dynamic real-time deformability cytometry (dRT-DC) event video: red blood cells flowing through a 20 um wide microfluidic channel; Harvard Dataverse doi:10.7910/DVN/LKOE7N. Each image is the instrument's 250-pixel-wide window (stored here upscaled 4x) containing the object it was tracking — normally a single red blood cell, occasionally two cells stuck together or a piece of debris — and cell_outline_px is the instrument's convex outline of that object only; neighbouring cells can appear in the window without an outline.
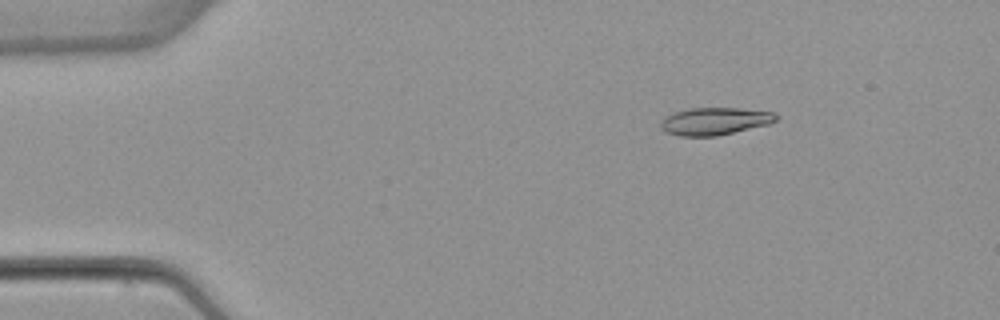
{"species": "common noctule bat (a hibernating species)", "species_latin": "Nyctalus noctula", "temperature_condition": "warm", "stored_images_in_passage": 45, "camera_frame_rate_fps": 3000, "um_per_image_px": 0.085, "animal": {"sex": "female", "body_mass_g": 22.7, "forearm_length_mm": 54.2}, "frame": {"image": 1, "passage_image": 1, "time_ms": 0.0, "image_size_px": [1000, 320], "cell_outline_px": [[780, 116], [776, 120], [768, 124], [716, 136], [680, 136], [668, 132], [660, 128], [660, 124], [664, 116], [672, 112], [688, 108], [740, 108], [772, 112]], "centroid_in_image_um": [60.72, 10.29], "position_along_channel_um": 24.3, "area_um2": 18.44}}
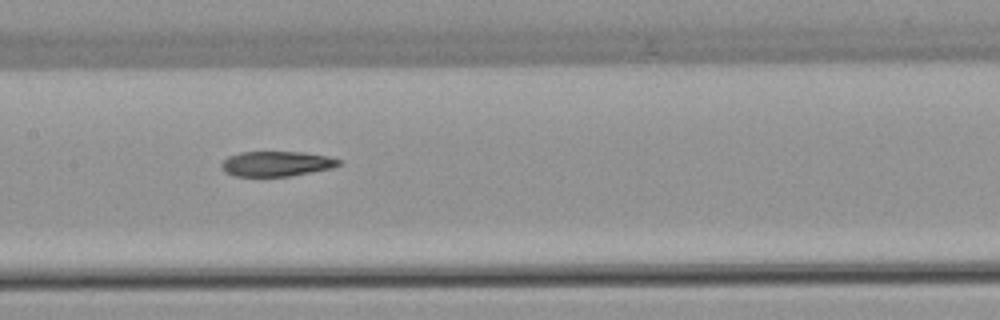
{"frame": {"image": 2, "passage_image": 19, "time_ms": 6.0, "image_size_px": [1000, 320], "cell_outline_px": [[340, 164], [332, 168], [292, 176], [236, 176], [224, 172], [220, 168], [220, 164], [228, 156], [240, 152], [304, 152], [328, 156], [340, 160]], "centroid_in_image_um": [23.47, 13.92], "position_along_channel_um": 183.9, "area_um2": 17.22}}
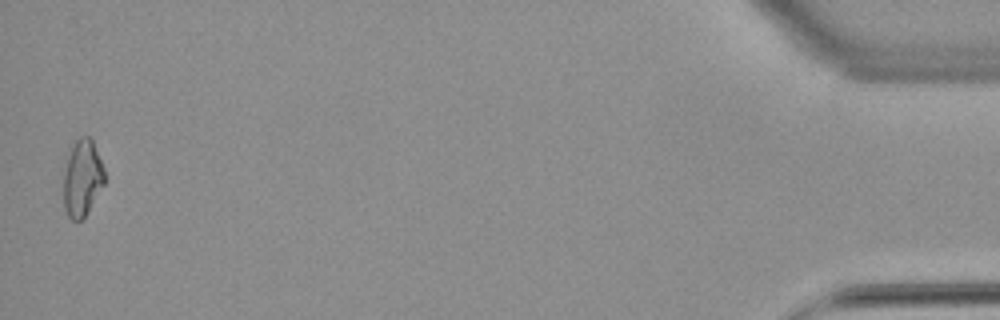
{"frame": {"image": 3, "passage_image": 45, "time_ms": 14.667, "image_size_px": [1000, 320], "cell_outline_px": [[104, 184], [84, 216], [80, 220], [72, 220], [68, 216], [64, 208], [64, 172], [68, 156], [76, 140], [80, 136], [88, 136], [92, 140], [104, 168]], "centroid_in_image_um": [6.99, 15.13], "position_along_channel_um": 428.2, "area_um2": 17.86}, "authors_computed_cell_mechanics": {"area_um2": 18.1492, "velocity_mm_per_s": 3.9018, "shape_relaxation_time_tau1_ms": 8.9848, "shape_relaxation_time_tau2_ms": 7.411, "deformation_change_tau1": 0.2277, "deformation_change_tau2": 0.1552}}